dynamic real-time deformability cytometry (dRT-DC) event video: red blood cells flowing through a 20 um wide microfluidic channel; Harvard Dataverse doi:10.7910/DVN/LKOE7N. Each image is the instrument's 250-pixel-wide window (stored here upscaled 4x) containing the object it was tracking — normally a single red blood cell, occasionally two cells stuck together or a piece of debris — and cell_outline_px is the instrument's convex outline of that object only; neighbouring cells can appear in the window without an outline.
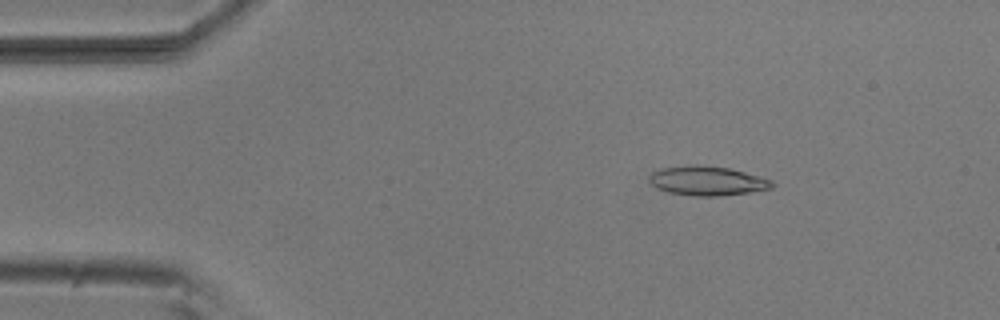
{"species": "common noctule bat (a hibernating species)", "species_latin": "Nyctalus noctula", "temperature_condition": "room temperature", "stored_images_in_passage": 53, "camera_frame_rate_fps": 3000, "um_per_image_px": 0.085, "animal": {"sex": "male", "body_mass_g": 20.5, "forearm_length_mm": 52.5}, "frame": {"image": 1, "passage_image": 8, "time_ms": 2.333, "image_size_px": [1000, 320], "cell_outline_px": [[776, 184], [772, 188], [748, 192], [720, 196], [696, 196], [668, 192], [656, 188], [648, 180], [648, 176], [652, 172], [660, 168], [688, 164], [696, 164], [728, 168], [744, 172], [772, 180]], "centroid_in_image_um": [60.08, 15.36], "position_along_channel_um": 24.9, "area_um2": 21.1}}
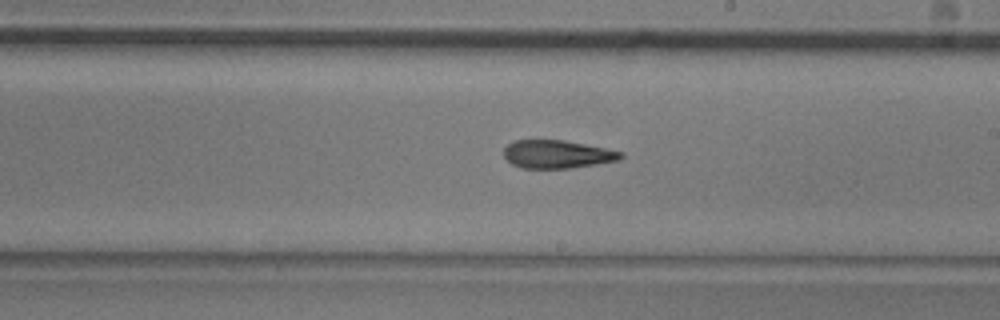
{"frame": {"image": 2, "passage_image": 30, "time_ms": 9.667, "image_size_px": [1000, 320], "cell_outline_px": [[624, 156], [620, 160], [572, 168], [520, 168], [512, 164], [504, 156], [504, 148], [512, 140], [564, 140], [624, 152]], "centroid_in_image_um": [47.36, 13.11], "position_along_channel_um": 241.6, "area_um2": 19.19}}
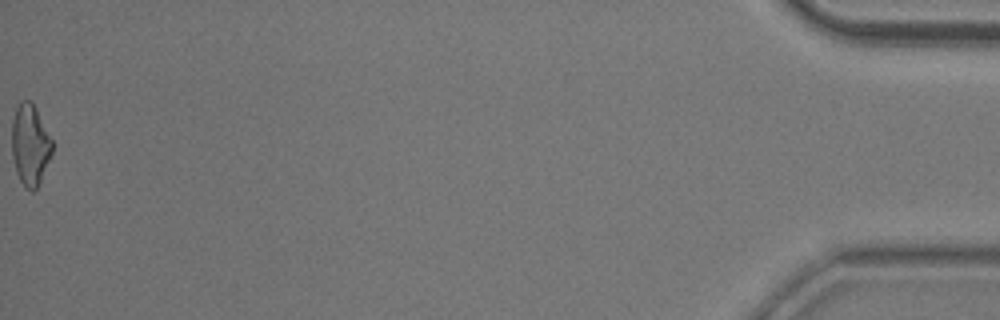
{"frame": {"image": 3, "passage_image": 53, "time_ms": 17.333, "image_size_px": [1000, 320], "cell_outline_px": [[52, 152], [40, 180], [36, 188], [32, 192], [24, 188], [16, 172], [12, 156], [12, 120], [16, 108], [20, 100], [32, 100], [52, 140]], "centroid_in_image_um": [2.54, 12.29], "position_along_channel_um": 432.7, "area_um2": 19.02}, "authors_computed_cell_mechanics": {"area_um2": 20.1144, "velocity_mm_per_s": 3.8288, "shape_relaxation_time_tau1_ms": 5.6805, "shape_relaxation_time_tau2_ms": 3.7783, "deformation_change_tau1": 0.1761, "deformation_change_tau2": 0.1479}}